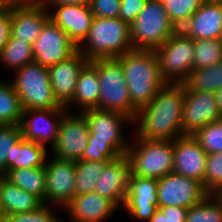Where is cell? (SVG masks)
I'll use <instances>...</instances> for the list:
<instances>
[{
	"instance_id": "obj_1",
	"label": "cell",
	"mask_w": 222,
	"mask_h": 222,
	"mask_svg": "<svg viewBox=\"0 0 222 222\" xmlns=\"http://www.w3.org/2000/svg\"><path fill=\"white\" fill-rule=\"evenodd\" d=\"M183 83L162 86L148 105L140 108L133 120L137 139L173 141L183 136ZM136 122V123H135Z\"/></svg>"
},
{
	"instance_id": "obj_2",
	"label": "cell",
	"mask_w": 222,
	"mask_h": 222,
	"mask_svg": "<svg viewBox=\"0 0 222 222\" xmlns=\"http://www.w3.org/2000/svg\"><path fill=\"white\" fill-rule=\"evenodd\" d=\"M128 86L131 105L138 111L148 105L167 82L154 50H132L116 58Z\"/></svg>"
},
{
	"instance_id": "obj_3",
	"label": "cell",
	"mask_w": 222,
	"mask_h": 222,
	"mask_svg": "<svg viewBox=\"0 0 222 222\" xmlns=\"http://www.w3.org/2000/svg\"><path fill=\"white\" fill-rule=\"evenodd\" d=\"M129 29L130 25L121 18H93L78 51L88 61L117 58L133 50Z\"/></svg>"
},
{
	"instance_id": "obj_4",
	"label": "cell",
	"mask_w": 222,
	"mask_h": 222,
	"mask_svg": "<svg viewBox=\"0 0 222 222\" xmlns=\"http://www.w3.org/2000/svg\"><path fill=\"white\" fill-rule=\"evenodd\" d=\"M13 75L11 83L23 110L63 107L54 96L48 67L33 61L14 71Z\"/></svg>"
},
{
	"instance_id": "obj_5",
	"label": "cell",
	"mask_w": 222,
	"mask_h": 222,
	"mask_svg": "<svg viewBox=\"0 0 222 222\" xmlns=\"http://www.w3.org/2000/svg\"><path fill=\"white\" fill-rule=\"evenodd\" d=\"M129 30L133 50H155L178 29L171 22L161 0H148Z\"/></svg>"
},
{
	"instance_id": "obj_6",
	"label": "cell",
	"mask_w": 222,
	"mask_h": 222,
	"mask_svg": "<svg viewBox=\"0 0 222 222\" xmlns=\"http://www.w3.org/2000/svg\"><path fill=\"white\" fill-rule=\"evenodd\" d=\"M125 155L132 175L159 179L173 172V141L134 138Z\"/></svg>"
},
{
	"instance_id": "obj_7",
	"label": "cell",
	"mask_w": 222,
	"mask_h": 222,
	"mask_svg": "<svg viewBox=\"0 0 222 222\" xmlns=\"http://www.w3.org/2000/svg\"><path fill=\"white\" fill-rule=\"evenodd\" d=\"M89 62L97 69L100 84L98 108L116 111L134 120L137 110L131 105L121 63L116 58Z\"/></svg>"
},
{
	"instance_id": "obj_8",
	"label": "cell",
	"mask_w": 222,
	"mask_h": 222,
	"mask_svg": "<svg viewBox=\"0 0 222 222\" xmlns=\"http://www.w3.org/2000/svg\"><path fill=\"white\" fill-rule=\"evenodd\" d=\"M154 52L158 57L161 75L167 83H183L193 70V39L182 30L174 32Z\"/></svg>"
},
{
	"instance_id": "obj_9",
	"label": "cell",
	"mask_w": 222,
	"mask_h": 222,
	"mask_svg": "<svg viewBox=\"0 0 222 222\" xmlns=\"http://www.w3.org/2000/svg\"><path fill=\"white\" fill-rule=\"evenodd\" d=\"M89 126L81 112L67 111L59 125L58 137L49 156L57 159L79 161L88 145Z\"/></svg>"
},
{
	"instance_id": "obj_10",
	"label": "cell",
	"mask_w": 222,
	"mask_h": 222,
	"mask_svg": "<svg viewBox=\"0 0 222 222\" xmlns=\"http://www.w3.org/2000/svg\"><path fill=\"white\" fill-rule=\"evenodd\" d=\"M81 113L87 119L89 136H93V140L108 141L121 155L126 154L131 141L125 138L123 130L126 125L133 126L131 118L116 111L99 108L87 109Z\"/></svg>"
},
{
	"instance_id": "obj_11",
	"label": "cell",
	"mask_w": 222,
	"mask_h": 222,
	"mask_svg": "<svg viewBox=\"0 0 222 222\" xmlns=\"http://www.w3.org/2000/svg\"><path fill=\"white\" fill-rule=\"evenodd\" d=\"M208 194L201 182L174 172L157 179L158 207L188 209L200 203Z\"/></svg>"
},
{
	"instance_id": "obj_12",
	"label": "cell",
	"mask_w": 222,
	"mask_h": 222,
	"mask_svg": "<svg viewBox=\"0 0 222 222\" xmlns=\"http://www.w3.org/2000/svg\"><path fill=\"white\" fill-rule=\"evenodd\" d=\"M47 157L45 161V204L63 209L76 195V162ZM48 159V160H47Z\"/></svg>"
},
{
	"instance_id": "obj_13",
	"label": "cell",
	"mask_w": 222,
	"mask_h": 222,
	"mask_svg": "<svg viewBox=\"0 0 222 222\" xmlns=\"http://www.w3.org/2000/svg\"><path fill=\"white\" fill-rule=\"evenodd\" d=\"M32 51L36 63L49 67L67 60L78 51V46L49 19L32 44Z\"/></svg>"
},
{
	"instance_id": "obj_14",
	"label": "cell",
	"mask_w": 222,
	"mask_h": 222,
	"mask_svg": "<svg viewBox=\"0 0 222 222\" xmlns=\"http://www.w3.org/2000/svg\"><path fill=\"white\" fill-rule=\"evenodd\" d=\"M66 112L65 106L59 109L23 110L20 122L22 138L45 148L49 144L52 148L58 137L62 117Z\"/></svg>"
},
{
	"instance_id": "obj_15",
	"label": "cell",
	"mask_w": 222,
	"mask_h": 222,
	"mask_svg": "<svg viewBox=\"0 0 222 222\" xmlns=\"http://www.w3.org/2000/svg\"><path fill=\"white\" fill-rule=\"evenodd\" d=\"M49 19V10L39 0L13 3L11 36L32 45Z\"/></svg>"
},
{
	"instance_id": "obj_16",
	"label": "cell",
	"mask_w": 222,
	"mask_h": 222,
	"mask_svg": "<svg viewBox=\"0 0 222 222\" xmlns=\"http://www.w3.org/2000/svg\"><path fill=\"white\" fill-rule=\"evenodd\" d=\"M220 120L213 92L185 91L182 112V131L193 135L211 122Z\"/></svg>"
},
{
	"instance_id": "obj_17",
	"label": "cell",
	"mask_w": 222,
	"mask_h": 222,
	"mask_svg": "<svg viewBox=\"0 0 222 222\" xmlns=\"http://www.w3.org/2000/svg\"><path fill=\"white\" fill-rule=\"evenodd\" d=\"M123 209L138 222H148L159 209L157 179L132 175Z\"/></svg>"
},
{
	"instance_id": "obj_18",
	"label": "cell",
	"mask_w": 222,
	"mask_h": 222,
	"mask_svg": "<svg viewBox=\"0 0 222 222\" xmlns=\"http://www.w3.org/2000/svg\"><path fill=\"white\" fill-rule=\"evenodd\" d=\"M132 176L131 164L126 155L109 161L95 185V193L123 208Z\"/></svg>"
},
{
	"instance_id": "obj_19",
	"label": "cell",
	"mask_w": 222,
	"mask_h": 222,
	"mask_svg": "<svg viewBox=\"0 0 222 222\" xmlns=\"http://www.w3.org/2000/svg\"><path fill=\"white\" fill-rule=\"evenodd\" d=\"M173 172L195 179L203 184L207 153L193 135H183L173 140Z\"/></svg>"
},
{
	"instance_id": "obj_20",
	"label": "cell",
	"mask_w": 222,
	"mask_h": 222,
	"mask_svg": "<svg viewBox=\"0 0 222 222\" xmlns=\"http://www.w3.org/2000/svg\"><path fill=\"white\" fill-rule=\"evenodd\" d=\"M88 62L77 51L67 60L48 67L54 96L62 106H66L72 100L79 74Z\"/></svg>"
},
{
	"instance_id": "obj_21",
	"label": "cell",
	"mask_w": 222,
	"mask_h": 222,
	"mask_svg": "<svg viewBox=\"0 0 222 222\" xmlns=\"http://www.w3.org/2000/svg\"><path fill=\"white\" fill-rule=\"evenodd\" d=\"M50 19L79 46L89 33L93 14L89 4L56 5L49 10Z\"/></svg>"
},
{
	"instance_id": "obj_22",
	"label": "cell",
	"mask_w": 222,
	"mask_h": 222,
	"mask_svg": "<svg viewBox=\"0 0 222 222\" xmlns=\"http://www.w3.org/2000/svg\"><path fill=\"white\" fill-rule=\"evenodd\" d=\"M118 209L112 201L95 192L75 195L63 207L73 222H105Z\"/></svg>"
},
{
	"instance_id": "obj_23",
	"label": "cell",
	"mask_w": 222,
	"mask_h": 222,
	"mask_svg": "<svg viewBox=\"0 0 222 222\" xmlns=\"http://www.w3.org/2000/svg\"><path fill=\"white\" fill-rule=\"evenodd\" d=\"M180 30L193 40L220 39L222 34V4L203 1L199 9Z\"/></svg>"
},
{
	"instance_id": "obj_24",
	"label": "cell",
	"mask_w": 222,
	"mask_h": 222,
	"mask_svg": "<svg viewBox=\"0 0 222 222\" xmlns=\"http://www.w3.org/2000/svg\"><path fill=\"white\" fill-rule=\"evenodd\" d=\"M43 202L34 194L0 177V214L2 217L37 210Z\"/></svg>"
},
{
	"instance_id": "obj_25",
	"label": "cell",
	"mask_w": 222,
	"mask_h": 222,
	"mask_svg": "<svg viewBox=\"0 0 222 222\" xmlns=\"http://www.w3.org/2000/svg\"><path fill=\"white\" fill-rule=\"evenodd\" d=\"M99 92L100 84L97 69L88 62L81 70L76 84L75 94L65 108L69 111L70 107L76 106V108L79 109L77 110L78 112L98 108Z\"/></svg>"
},
{
	"instance_id": "obj_26",
	"label": "cell",
	"mask_w": 222,
	"mask_h": 222,
	"mask_svg": "<svg viewBox=\"0 0 222 222\" xmlns=\"http://www.w3.org/2000/svg\"><path fill=\"white\" fill-rule=\"evenodd\" d=\"M3 177L26 192L34 194L45 204V166L7 170Z\"/></svg>"
},
{
	"instance_id": "obj_27",
	"label": "cell",
	"mask_w": 222,
	"mask_h": 222,
	"mask_svg": "<svg viewBox=\"0 0 222 222\" xmlns=\"http://www.w3.org/2000/svg\"><path fill=\"white\" fill-rule=\"evenodd\" d=\"M48 150L44 146L21 138L13 146L12 165L7 170L44 166L49 155Z\"/></svg>"
},
{
	"instance_id": "obj_28",
	"label": "cell",
	"mask_w": 222,
	"mask_h": 222,
	"mask_svg": "<svg viewBox=\"0 0 222 222\" xmlns=\"http://www.w3.org/2000/svg\"><path fill=\"white\" fill-rule=\"evenodd\" d=\"M183 85L185 91L215 93L222 88V61L206 68L192 70Z\"/></svg>"
},
{
	"instance_id": "obj_29",
	"label": "cell",
	"mask_w": 222,
	"mask_h": 222,
	"mask_svg": "<svg viewBox=\"0 0 222 222\" xmlns=\"http://www.w3.org/2000/svg\"><path fill=\"white\" fill-rule=\"evenodd\" d=\"M23 108L10 81L0 78V125H20Z\"/></svg>"
},
{
	"instance_id": "obj_30",
	"label": "cell",
	"mask_w": 222,
	"mask_h": 222,
	"mask_svg": "<svg viewBox=\"0 0 222 222\" xmlns=\"http://www.w3.org/2000/svg\"><path fill=\"white\" fill-rule=\"evenodd\" d=\"M33 61L32 45L10 36L0 53V66L3 65L7 71L14 72Z\"/></svg>"
},
{
	"instance_id": "obj_31",
	"label": "cell",
	"mask_w": 222,
	"mask_h": 222,
	"mask_svg": "<svg viewBox=\"0 0 222 222\" xmlns=\"http://www.w3.org/2000/svg\"><path fill=\"white\" fill-rule=\"evenodd\" d=\"M109 161H76L75 193L85 194L95 191V185Z\"/></svg>"
},
{
	"instance_id": "obj_32",
	"label": "cell",
	"mask_w": 222,
	"mask_h": 222,
	"mask_svg": "<svg viewBox=\"0 0 222 222\" xmlns=\"http://www.w3.org/2000/svg\"><path fill=\"white\" fill-rule=\"evenodd\" d=\"M186 222H222V198L208 194L200 203L188 208Z\"/></svg>"
},
{
	"instance_id": "obj_33",
	"label": "cell",
	"mask_w": 222,
	"mask_h": 222,
	"mask_svg": "<svg viewBox=\"0 0 222 222\" xmlns=\"http://www.w3.org/2000/svg\"><path fill=\"white\" fill-rule=\"evenodd\" d=\"M194 60L193 70L206 68L222 61L221 39H198L193 40Z\"/></svg>"
},
{
	"instance_id": "obj_34",
	"label": "cell",
	"mask_w": 222,
	"mask_h": 222,
	"mask_svg": "<svg viewBox=\"0 0 222 222\" xmlns=\"http://www.w3.org/2000/svg\"><path fill=\"white\" fill-rule=\"evenodd\" d=\"M21 138L20 125H0V177L12 165L13 146Z\"/></svg>"
},
{
	"instance_id": "obj_35",
	"label": "cell",
	"mask_w": 222,
	"mask_h": 222,
	"mask_svg": "<svg viewBox=\"0 0 222 222\" xmlns=\"http://www.w3.org/2000/svg\"><path fill=\"white\" fill-rule=\"evenodd\" d=\"M174 26L180 30L199 9L203 0H161Z\"/></svg>"
},
{
	"instance_id": "obj_36",
	"label": "cell",
	"mask_w": 222,
	"mask_h": 222,
	"mask_svg": "<svg viewBox=\"0 0 222 222\" xmlns=\"http://www.w3.org/2000/svg\"><path fill=\"white\" fill-rule=\"evenodd\" d=\"M200 147L207 153L222 152V121H214L193 134Z\"/></svg>"
},
{
	"instance_id": "obj_37",
	"label": "cell",
	"mask_w": 222,
	"mask_h": 222,
	"mask_svg": "<svg viewBox=\"0 0 222 222\" xmlns=\"http://www.w3.org/2000/svg\"><path fill=\"white\" fill-rule=\"evenodd\" d=\"M203 187L209 194L222 191V152L207 155Z\"/></svg>"
},
{
	"instance_id": "obj_38",
	"label": "cell",
	"mask_w": 222,
	"mask_h": 222,
	"mask_svg": "<svg viewBox=\"0 0 222 222\" xmlns=\"http://www.w3.org/2000/svg\"><path fill=\"white\" fill-rule=\"evenodd\" d=\"M52 208H57V206L43 204L32 212L4 216L3 222H64L63 218L59 219L56 210Z\"/></svg>"
},
{
	"instance_id": "obj_39",
	"label": "cell",
	"mask_w": 222,
	"mask_h": 222,
	"mask_svg": "<svg viewBox=\"0 0 222 222\" xmlns=\"http://www.w3.org/2000/svg\"><path fill=\"white\" fill-rule=\"evenodd\" d=\"M119 156L121 154L108 141L93 140V136H89L88 145L81 160L111 161Z\"/></svg>"
},
{
	"instance_id": "obj_40",
	"label": "cell",
	"mask_w": 222,
	"mask_h": 222,
	"mask_svg": "<svg viewBox=\"0 0 222 222\" xmlns=\"http://www.w3.org/2000/svg\"><path fill=\"white\" fill-rule=\"evenodd\" d=\"M89 6L94 18H118L121 0H90Z\"/></svg>"
},
{
	"instance_id": "obj_41",
	"label": "cell",
	"mask_w": 222,
	"mask_h": 222,
	"mask_svg": "<svg viewBox=\"0 0 222 222\" xmlns=\"http://www.w3.org/2000/svg\"><path fill=\"white\" fill-rule=\"evenodd\" d=\"M188 209L177 206L159 207L148 222H186Z\"/></svg>"
},
{
	"instance_id": "obj_42",
	"label": "cell",
	"mask_w": 222,
	"mask_h": 222,
	"mask_svg": "<svg viewBox=\"0 0 222 222\" xmlns=\"http://www.w3.org/2000/svg\"><path fill=\"white\" fill-rule=\"evenodd\" d=\"M147 3L148 0H121L118 18L130 25Z\"/></svg>"
},
{
	"instance_id": "obj_43",
	"label": "cell",
	"mask_w": 222,
	"mask_h": 222,
	"mask_svg": "<svg viewBox=\"0 0 222 222\" xmlns=\"http://www.w3.org/2000/svg\"><path fill=\"white\" fill-rule=\"evenodd\" d=\"M11 36V7L0 12V53Z\"/></svg>"
},
{
	"instance_id": "obj_44",
	"label": "cell",
	"mask_w": 222,
	"mask_h": 222,
	"mask_svg": "<svg viewBox=\"0 0 222 222\" xmlns=\"http://www.w3.org/2000/svg\"><path fill=\"white\" fill-rule=\"evenodd\" d=\"M48 10L56 5H85L90 0H39ZM51 7V8H50Z\"/></svg>"
},
{
	"instance_id": "obj_45",
	"label": "cell",
	"mask_w": 222,
	"mask_h": 222,
	"mask_svg": "<svg viewBox=\"0 0 222 222\" xmlns=\"http://www.w3.org/2000/svg\"><path fill=\"white\" fill-rule=\"evenodd\" d=\"M214 97L217 103V108L220 114H222V88L214 93Z\"/></svg>"
},
{
	"instance_id": "obj_46",
	"label": "cell",
	"mask_w": 222,
	"mask_h": 222,
	"mask_svg": "<svg viewBox=\"0 0 222 222\" xmlns=\"http://www.w3.org/2000/svg\"><path fill=\"white\" fill-rule=\"evenodd\" d=\"M12 4L13 2L11 0H0V12L9 9Z\"/></svg>"
},
{
	"instance_id": "obj_47",
	"label": "cell",
	"mask_w": 222,
	"mask_h": 222,
	"mask_svg": "<svg viewBox=\"0 0 222 222\" xmlns=\"http://www.w3.org/2000/svg\"><path fill=\"white\" fill-rule=\"evenodd\" d=\"M13 3H18V2H33L36 0H11Z\"/></svg>"
},
{
	"instance_id": "obj_48",
	"label": "cell",
	"mask_w": 222,
	"mask_h": 222,
	"mask_svg": "<svg viewBox=\"0 0 222 222\" xmlns=\"http://www.w3.org/2000/svg\"><path fill=\"white\" fill-rule=\"evenodd\" d=\"M206 2H214V3H221L222 4V0H205Z\"/></svg>"
},
{
	"instance_id": "obj_49",
	"label": "cell",
	"mask_w": 222,
	"mask_h": 222,
	"mask_svg": "<svg viewBox=\"0 0 222 222\" xmlns=\"http://www.w3.org/2000/svg\"><path fill=\"white\" fill-rule=\"evenodd\" d=\"M0 222H3V217L1 214H0Z\"/></svg>"
}]
</instances>
